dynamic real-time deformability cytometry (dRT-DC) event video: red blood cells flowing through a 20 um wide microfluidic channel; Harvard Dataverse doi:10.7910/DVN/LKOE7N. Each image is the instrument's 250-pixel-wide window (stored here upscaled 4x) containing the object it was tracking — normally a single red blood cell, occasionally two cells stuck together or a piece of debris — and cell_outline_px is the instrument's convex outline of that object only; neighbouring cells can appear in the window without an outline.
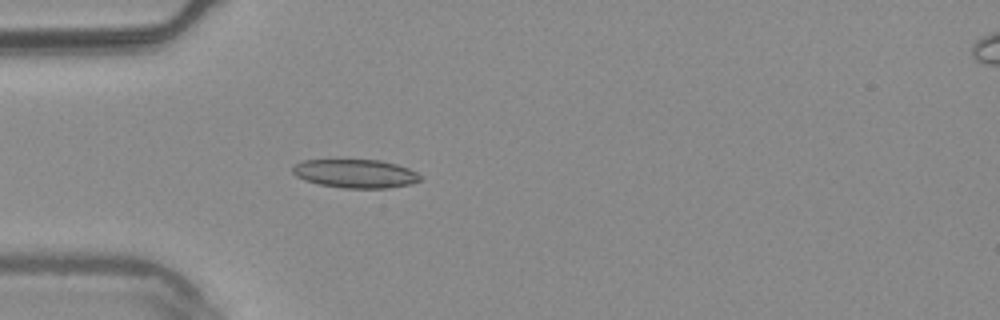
{"species": "common noctule bat (a hibernating species)", "species_latin": "Nyctalus noctula", "temperature_condition": "warm", "stored_images_in_passage": 3, "camera_frame_rate_fps": 3000, "um_per_image_px": 0.085, "animal": {"sex": "male", "body_mass_g": 20.4}, "frame": {"image": 1, "passage_image": 3, "time_ms": 0.667, "image_size_px": [1000, 320], "cell_outline_px": [[420, 180], [408, 184], [388, 188], [344, 188], [320, 184], [304, 180], [296, 176], [292, 172], [292, 168], [296, 164], [304, 160], [380, 160], [396, 164], [408, 168], [416, 172], [420, 176]], "centroid_in_image_um": [30.19, 14.75], "position_along_channel_um": 54.8, "area_um2": 21.04}}